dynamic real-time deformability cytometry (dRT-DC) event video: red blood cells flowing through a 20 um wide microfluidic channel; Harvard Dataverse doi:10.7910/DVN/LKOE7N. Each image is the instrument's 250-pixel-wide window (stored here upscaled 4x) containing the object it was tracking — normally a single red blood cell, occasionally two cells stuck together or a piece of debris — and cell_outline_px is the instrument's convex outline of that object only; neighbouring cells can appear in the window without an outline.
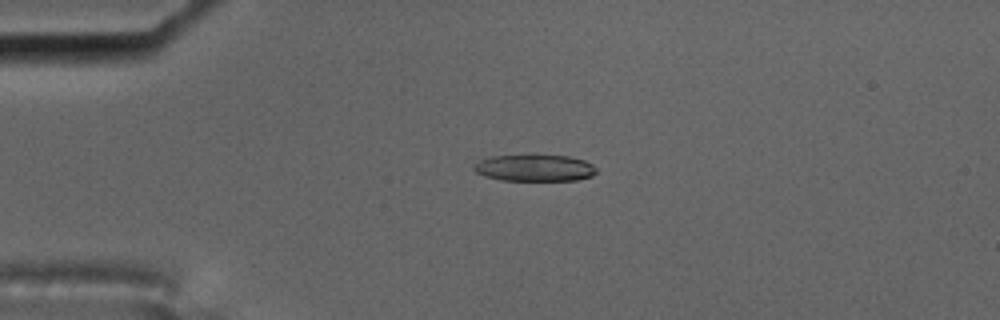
{"species": "common noctule bat (a hibernating species)", "species_latin": "Nyctalus noctula", "temperature_condition": "cold", "stored_images_in_passage": 58, "camera_frame_rate_fps": 3000, "um_per_image_px": 0.085, "animal": {"sex": "male", "body_mass_g": 17.5, "forearm_length_mm": 52.3}, "frame": {"image": 1, "passage_image": 14, "time_ms": 4.333, "image_size_px": [1000, 320], "cell_outline_px": [[596, 172], [592, 176], [576, 180], [500, 180], [484, 176], [476, 172], [472, 168], [480, 160], [492, 156], [568, 156], [584, 160], [592, 164], [596, 168]], "centroid_in_image_um": [45.45, 14.29], "position_along_channel_um": 39.6, "area_um2": 18.73}}
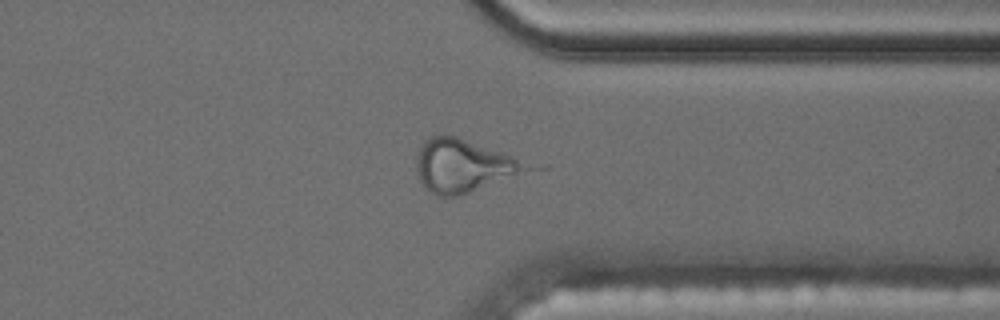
{"frame": {"image": 2, "passage_image": 45, "time_ms": 14.667, "image_size_px": [1000, 320], "cell_outline_px": [[548, 168], [456, 196], [436, 196], [420, 180], [416, 172], [416, 156], [424, 140], [428, 136], [456, 136], [548, 164]], "centroid_in_image_um": [39.75, 14.07], "position_along_channel_um": 371.6, "area_um2": 36.36}, "authors_computed_cell_mechanics": {"area_um2": 20.6635, "velocity_mm_per_s": 3.5216, "shape_relaxation_time_tau1_ms": 4.4683, "shape_relaxation_time_tau2_ms": null, "deformation_change_tau1": 0.1474, "deformation_change_tau2": null}}